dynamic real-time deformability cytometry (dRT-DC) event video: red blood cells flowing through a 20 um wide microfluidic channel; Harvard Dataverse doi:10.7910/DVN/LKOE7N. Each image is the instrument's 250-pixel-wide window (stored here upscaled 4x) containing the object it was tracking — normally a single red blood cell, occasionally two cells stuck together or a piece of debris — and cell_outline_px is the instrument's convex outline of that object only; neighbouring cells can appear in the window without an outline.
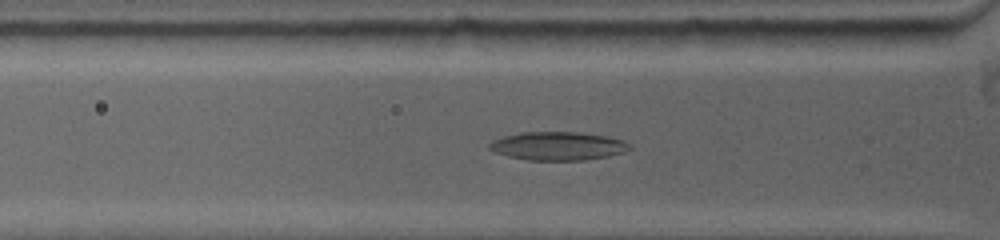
{"species": "common noctule bat (a hibernating species)", "species_latin": "Nyctalus noctula", "temperature_condition": "warm", "stored_images_in_passage": 38, "camera_frame_rate_fps": 5000, "um_per_image_px": 0.085, "animal": {"sex": "female", "body_mass_g": 19.0, "forearm_length_mm": 53.3}, "frame": {"image": 1, "passage_image": 10, "time_ms": 3.0, "image_size_px": [1000, 240], "cell_outline_px": [[624, 144], [620, 152], [604, 156], [580, 160], [528, 160], [496, 152], [492, 148], [492, 144], [496, 140], [508, 136], [524, 132], [572, 132], [604, 136], [620, 140]], "centroid_in_image_um": [47.34, 12.41], "position_along_channel_um": 78.5, "area_um2": 21.62}}
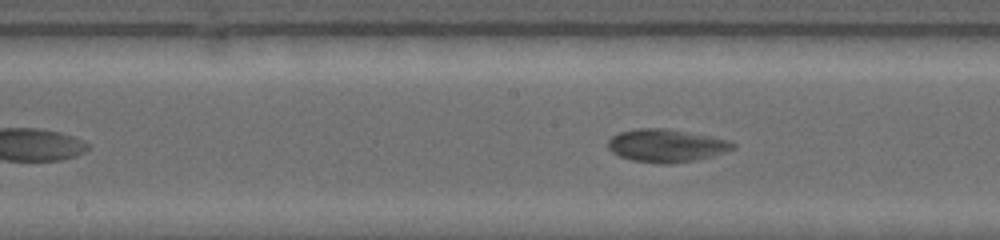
{"frame": {"image": 2, "passage_image": 21, "time_ms": 6.0, "image_size_px": [1000, 240], "cell_outline_px": [[736, 144], [732, 148], [708, 156], [692, 160], [636, 160], [620, 156], [608, 144], [608, 140], [612, 136], [620, 132], [640, 128], [664, 128], [724, 140]], "centroid_in_image_um": [56.56, 12.31], "position_along_channel_um": 191.6, "area_um2": 21.73}}
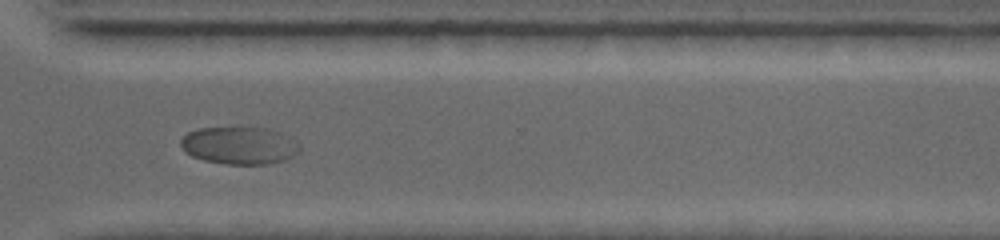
{"frame": {"image": 3, "passage_image": 36, "time_ms": 10.2, "image_size_px": [1000, 240], "cell_outline_px": [[296, 152], [292, 156], [284, 160], [268, 164], [228, 164], [204, 160], [192, 156], [180, 144], [180, 140], [188, 132], [200, 128], [268, 128], [276, 132]], "centroid_in_image_um": [20.16, 12.38], "position_along_channel_um": 350.4, "area_um2": 24.45}}